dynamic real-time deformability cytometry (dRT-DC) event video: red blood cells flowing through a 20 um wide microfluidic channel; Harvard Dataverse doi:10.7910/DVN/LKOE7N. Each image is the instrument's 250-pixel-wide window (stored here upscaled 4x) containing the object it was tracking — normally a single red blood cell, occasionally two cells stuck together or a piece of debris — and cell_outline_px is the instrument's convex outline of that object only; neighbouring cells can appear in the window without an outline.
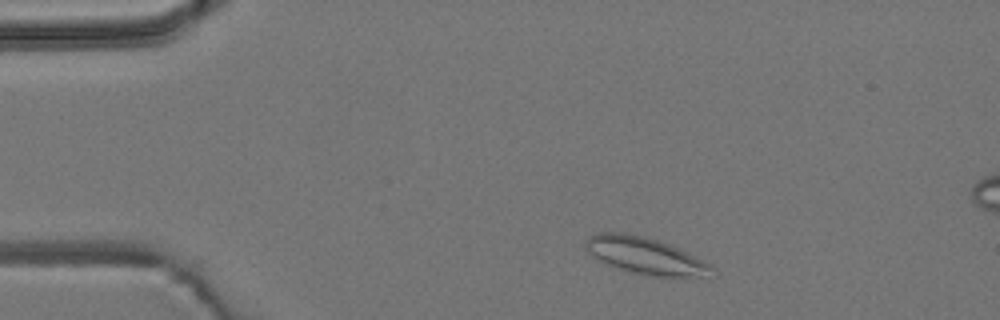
{"species": "common noctule bat (a hibernating species)", "species_latin": "Nyctalus noctula", "temperature_condition": "room temperature", "stored_images_in_passage": 3, "camera_frame_rate_fps": 3000, "um_per_image_px": 0.085, "animal": {"sex": "male", "body_mass_g": 19.2, "forearm_length_mm": 51.8}, "frame": {"image": 1, "passage_image": 1, "time_ms": 0.0, "image_size_px": [1000, 320], "cell_outline_px": [[716, 276], [676, 280], [644, 276], [608, 264], [592, 256], [584, 244], [584, 240], [588, 236], [600, 232], [624, 232], [644, 236], [668, 244], [716, 268]], "centroid_in_image_um": [54.93, 21.8], "position_along_channel_um": 30.1, "area_um2": 27.74}}